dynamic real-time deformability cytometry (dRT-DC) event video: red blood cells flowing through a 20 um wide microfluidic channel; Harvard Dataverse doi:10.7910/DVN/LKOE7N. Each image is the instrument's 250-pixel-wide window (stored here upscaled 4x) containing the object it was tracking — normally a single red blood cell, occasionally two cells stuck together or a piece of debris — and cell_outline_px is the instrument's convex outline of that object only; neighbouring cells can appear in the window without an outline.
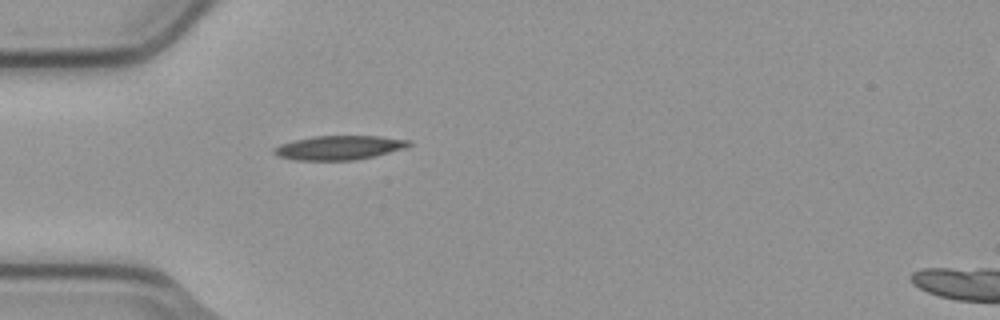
{"species": "common noctule bat (a hibernating species)", "species_latin": "Nyctalus noctula", "temperature_condition": "cold", "stored_images_in_passage": 2, "camera_frame_rate_fps": 3000, "um_per_image_px": 0.085, "animal": {"sex": "male", "body_mass_g": 23.1, "forearm_length_mm": 52.7}, "frame": {"image": 1, "passage_image": 2, "time_ms": 0.333, "image_size_px": [1000, 320], "cell_outline_px": [[412, 144], [404, 148], [372, 156], [352, 160], [296, 160], [276, 156], [272, 152], [272, 148], [280, 144], [296, 140], [316, 136], [380, 136], [408, 140]], "centroid_in_image_um": [28.76, 12.55], "position_along_channel_um": 56.2, "area_um2": 18.73}}